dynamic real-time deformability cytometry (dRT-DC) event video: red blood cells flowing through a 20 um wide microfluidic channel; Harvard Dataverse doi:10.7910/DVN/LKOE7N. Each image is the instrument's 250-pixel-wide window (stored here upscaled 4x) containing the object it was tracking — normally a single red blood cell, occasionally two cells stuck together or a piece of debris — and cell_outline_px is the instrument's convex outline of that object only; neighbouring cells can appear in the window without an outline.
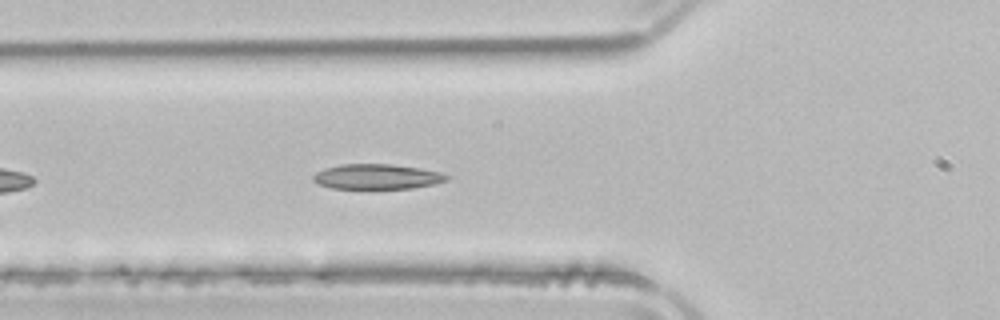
{"species": "common noctule bat (a hibernating species)", "species_latin": "Nyctalus noctula", "temperature_condition": "room temperature", "stored_images_in_passage": 10, "camera_frame_rate_fps": 3000, "um_per_image_px": 0.085, "animal": {"sex": "male", "body_mass_g": 21.5, "forearm_length_mm": 52.0}, "frame": {"image": 1, "passage_image": 6, "time_ms": 1.667, "image_size_px": [1000, 320], "cell_outline_px": [[452, 176], [448, 180], [432, 184], [412, 188], [332, 188], [316, 184], [312, 180], [312, 176], [316, 172], [324, 168], [340, 164], [388, 164], [420, 168], [440, 172]], "centroid_in_image_um": [32.01, 15.01], "position_along_channel_um": 93.8, "area_um2": 19.54}}